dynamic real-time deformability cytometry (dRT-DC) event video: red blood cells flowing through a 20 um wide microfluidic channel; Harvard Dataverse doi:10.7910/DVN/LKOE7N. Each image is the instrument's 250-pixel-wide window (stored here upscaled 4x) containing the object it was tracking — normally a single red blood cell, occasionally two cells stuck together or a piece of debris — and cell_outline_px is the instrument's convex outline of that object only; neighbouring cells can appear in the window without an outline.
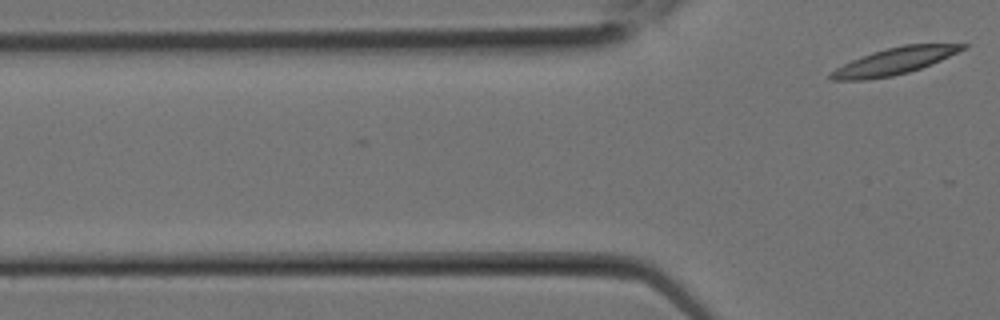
{"species": "Egyptian fruit bat (a non-hibernating species)", "species_latin": "Rousettus aegyptiacus", "temperature_condition": "room temperature", "stored_images_in_passage": 4, "segment_of_instrument_passage": [2, 2], "camera_frame_rate_fps": 3000, "um_per_image_px": 0.085, "animal": {"sex": "female"}, "frame": {"image": 1, "passage_image": 4, "time_ms": 1.0, "image_size_px": [1000, 320], "cell_outline_px": [[968, 48], [932, 64], [908, 72], [892, 76], [868, 80], [832, 80], [828, 76], [828, 72], [860, 56], [872, 52], [904, 44], [968, 44]], "centroid_in_image_um": [76.01, 5.2], "position_along_channel_um": 49.8, "area_um2": 20.58}}